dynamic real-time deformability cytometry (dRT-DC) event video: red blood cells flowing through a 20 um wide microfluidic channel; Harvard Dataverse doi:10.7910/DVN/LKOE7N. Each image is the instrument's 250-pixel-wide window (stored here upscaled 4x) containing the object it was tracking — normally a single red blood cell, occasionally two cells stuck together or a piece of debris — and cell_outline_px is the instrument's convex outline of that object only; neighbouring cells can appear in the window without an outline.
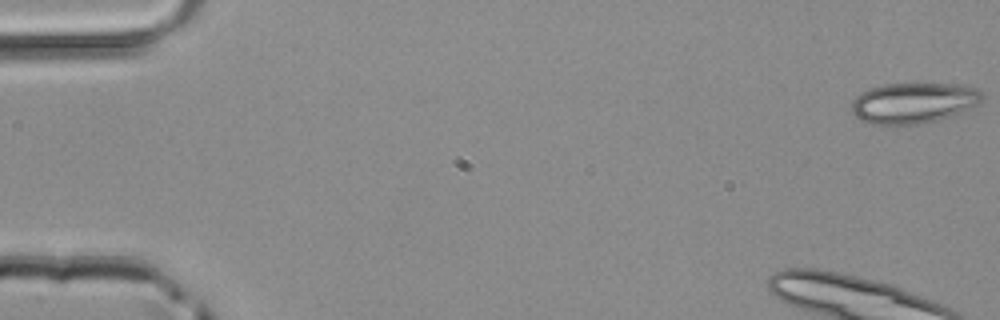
{"species": "common noctule bat (a hibernating species)", "species_latin": "Nyctalus noctula", "temperature_condition": "room temperature", "stored_images_in_passage": 13, "camera_frame_rate_fps": 3000, "um_per_image_px": 0.085, "animal": {"sex": "male", "body_mass_g": 20.4}, "frame": {"image": 1, "passage_image": 1, "time_ms": 0.0, "image_size_px": [1000, 320], "cell_outline_px": [[984, 100], [980, 104], [940, 120], [920, 124], [868, 124], [860, 120], [852, 112], [852, 100], [860, 92], [868, 88], [884, 84], [944, 84], [976, 88], [984, 92]], "centroid_in_image_um": [77.64, 8.75], "position_along_channel_um": 7.4, "area_um2": 31.1}}